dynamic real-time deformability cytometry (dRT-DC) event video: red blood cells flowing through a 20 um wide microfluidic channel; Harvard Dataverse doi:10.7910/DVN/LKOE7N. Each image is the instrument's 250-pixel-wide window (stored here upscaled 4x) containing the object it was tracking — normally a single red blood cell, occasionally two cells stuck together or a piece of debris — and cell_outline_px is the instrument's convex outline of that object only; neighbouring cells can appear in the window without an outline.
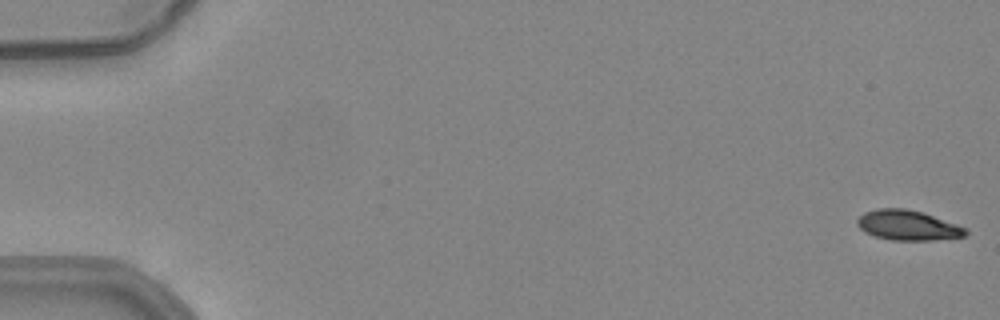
{"species": "common noctule bat (a hibernating species)", "species_latin": "Nyctalus noctula", "temperature_condition": "warm", "stored_images_in_passage": 11, "camera_frame_rate_fps": 3000, "um_per_image_px": 0.085, "animal": {"sex": "female", "body_mass_g": 24.6, "forearm_length_mm": 56.2}, "frame": {"image": 1, "passage_image": 1, "time_ms": 0.0, "image_size_px": [1000, 320], "cell_outline_px": [[968, 232], [964, 236], [932, 240], [892, 240], [876, 236], [864, 232], [856, 224], [856, 220], [864, 212], [880, 208], [904, 208], [924, 212], [968, 228]], "centroid_in_image_um": [77.17, 19.14], "position_along_channel_um": 7.8, "area_um2": 19.02}}